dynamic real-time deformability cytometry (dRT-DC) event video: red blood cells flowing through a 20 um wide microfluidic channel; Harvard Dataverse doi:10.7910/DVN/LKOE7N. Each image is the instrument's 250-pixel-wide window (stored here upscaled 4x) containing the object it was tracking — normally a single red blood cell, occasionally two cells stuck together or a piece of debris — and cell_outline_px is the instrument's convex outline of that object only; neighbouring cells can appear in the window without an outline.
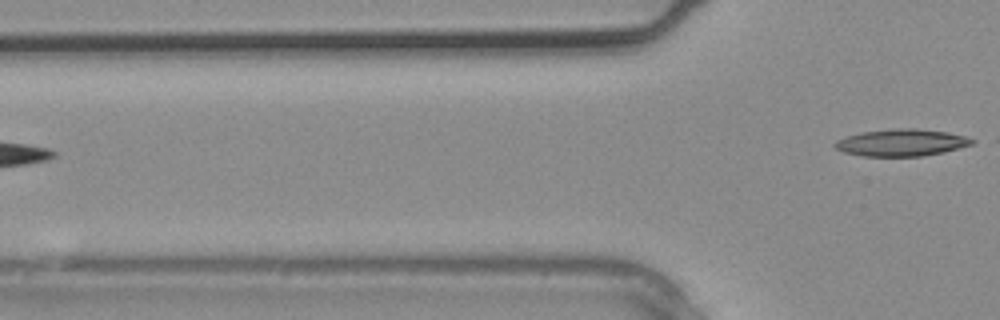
{"species": "common noctule bat (a hibernating species)", "species_latin": "Nyctalus noctula", "temperature_condition": "warm", "stored_images_in_passage": 2, "camera_frame_rate_fps": 3000, "um_per_image_px": 0.085, "animal": {"sex": "male", "body_mass_g": 20.4}, "frame": {"image": 1, "passage_image": 2, "time_ms": 0.333, "image_size_px": [1000, 320], "cell_outline_px": [[976, 140], [972, 144], [944, 152], [924, 156], [864, 156], [844, 152], [832, 148], [832, 144], [836, 140], [860, 132], [896, 128], [916, 128], [948, 132], [964, 136]], "centroid_in_image_um": [76.59, 12.12], "position_along_channel_um": 49.2, "area_um2": 21.68}}